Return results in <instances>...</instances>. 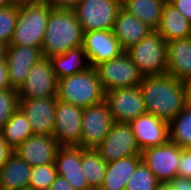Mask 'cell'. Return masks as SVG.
Instances as JSON below:
<instances>
[{"label":"cell","mask_w":191,"mask_h":190,"mask_svg":"<svg viewBox=\"0 0 191 190\" xmlns=\"http://www.w3.org/2000/svg\"><path fill=\"white\" fill-rule=\"evenodd\" d=\"M139 87L147 113L167 122L185 107L183 84L169 74L143 76Z\"/></svg>","instance_id":"1"},{"label":"cell","mask_w":191,"mask_h":190,"mask_svg":"<svg viewBox=\"0 0 191 190\" xmlns=\"http://www.w3.org/2000/svg\"><path fill=\"white\" fill-rule=\"evenodd\" d=\"M83 30L73 9L54 8L49 15L41 52L50 58L79 47Z\"/></svg>","instance_id":"2"},{"label":"cell","mask_w":191,"mask_h":190,"mask_svg":"<svg viewBox=\"0 0 191 190\" xmlns=\"http://www.w3.org/2000/svg\"><path fill=\"white\" fill-rule=\"evenodd\" d=\"M54 7L46 0L18 4V17L10 45L42 48L50 12Z\"/></svg>","instance_id":"3"},{"label":"cell","mask_w":191,"mask_h":190,"mask_svg":"<svg viewBox=\"0 0 191 190\" xmlns=\"http://www.w3.org/2000/svg\"><path fill=\"white\" fill-rule=\"evenodd\" d=\"M57 99L86 108L105 100V91L94 67L58 80Z\"/></svg>","instance_id":"4"},{"label":"cell","mask_w":191,"mask_h":190,"mask_svg":"<svg viewBox=\"0 0 191 190\" xmlns=\"http://www.w3.org/2000/svg\"><path fill=\"white\" fill-rule=\"evenodd\" d=\"M125 52L143 76L167 74V42L156 30Z\"/></svg>","instance_id":"5"},{"label":"cell","mask_w":191,"mask_h":190,"mask_svg":"<svg viewBox=\"0 0 191 190\" xmlns=\"http://www.w3.org/2000/svg\"><path fill=\"white\" fill-rule=\"evenodd\" d=\"M122 0H81L72 9L84 33L112 30Z\"/></svg>","instance_id":"6"},{"label":"cell","mask_w":191,"mask_h":190,"mask_svg":"<svg viewBox=\"0 0 191 190\" xmlns=\"http://www.w3.org/2000/svg\"><path fill=\"white\" fill-rule=\"evenodd\" d=\"M94 68L105 92L139 86L143 78L125 51L118 57L102 62Z\"/></svg>","instance_id":"7"},{"label":"cell","mask_w":191,"mask_h":190,"mask_svg":"<svg viewBox=\"0 0 191 190\" xmlns=\"http://www.w3.org/2000/svg\"><path fill=\"white\" fill-rule=\"evenodd\" d=\"M113 123L114 119L105 100L83 108L81 147L95 149L107 136Z\"/></svg>","instance_id":"8"},{"label":"cell","mask_w":191,"mask_h":190,"mask_svg":"<svg viewBox=\"0 0 191 190\" xmlns=\"http://www.w3.org/2000/svg\"><path fill=\"white\" fill-rule=\"evenodd\" d=\"M58 79L49 58L43 57L30 69L24 83L17 90L19 99L57 96Z\"/></svg>","instance_id":"9"},{"label":"cell","mask_w":191,"mask_h":190,"mask_svg":"<svg viewBox=\"0 0 191 190\" xmlns=\"http://www.w3.org/2000/svg\"><path fill=\"white\" fill-rule=\"evenodd\" d=\"M95 150L107 163L129 156H141L129 123L114 122Z\"/></svg>","instance_id":"10"},{"label":"cell","mask_w":191,"mask_h":190,"mask_svg":"<svg viewBox=\"0 0 191 190\" xmlns=\"http://www.w3.org/2000/svg\"><path fill=\"white\" fill-rule=\"evenodd\" d=\"M83 108L57 100L53 137L59 146H81Z\"/></svg>","instance_id":"11"},{"label":"cell","mask_w":191,"mask_h":190,"mask_svg":"<svg viewBox=\"0 0 191 190\" xmlns=\"http://www.w3.org/2000/svg\"><path fill=\"white\" fill-rule=\"evenodd\" d=\"M114 122L130 123L147 112L139 86L119 88L105 92Z\"/></svg>","instance_id":"12"},{"label":"cell","mask_w":191,"mask_h":190,"mask_svg":"<svg viewBox=\"0 0 191 190\" xmlns=\"http://www.w3.org/2000/svg\"><path fill=\"white\" fill-rule=\"evenodd\" d=\"M183 149L168 141L167 143L148 147L141 151V158L145 165L157 177L160 183H168L177 177L178 160Z\"/></svg>","instance_id":"13"},{"label":"cell","mask_w":191,"mask_h":190,"mask_svg":"<svg viewBox=\"0 0 191 190\" xmlns=\"http://www.w3.org/2000/svg\"><path fill=\"white\" fill-rule=\"evenodd\" d=\"M57 96L19 99V108L31 123L33 134L53 135Z\"/></svg>","instance_id":"14"},{"label":"cell","mask_w":191,"mask_h":190,"mask_svg":"<svg viewBox=\"0 0 191 190\" xmlns=\"http://www.w3.org/2000/svg\"><path fill=\"white\" fill-rule=\"evenodd\" d=\"M82 46L91 67L114 59L124 52L112 30L83 33Z\"/></svg>","instance_id":"15"},{"label":"cell","mask_w":191,"mask_h":190,"mask_svg":"<svg viewBox=\"0 0 191 190\" xmlns=\"http://www.w3.org/2000/svg\"><path fill=\"white\" fill-rule=\"evenodd\" d=\"M129 125L140 151L169 141V122L153 114L146 112L133 119Z\"/></svg>","instance_id":"16"},{"label":"cell","mask_w":191,"mask_h":190,"mask_svg":"<svg viewBox=\"0 0 191 190\" xmlns=\"http://www.w3.org/2000/svg\"><path fill=\"white\" fill-rule=\"evenodd\" d=\"M43 58L41 48L33 46L8 45L5 60L8 76L13 89L18 90L24 83L32 66Z\"/></svg>","instance_id":"17"},{"label":"cell","mask_w":191,"mask_h":190,"mask_svg":"<svg viewBox=\"0 0 191 190\" xmlns=\"http://www.w3.org/2000/svg\"><path fill=\"white\" fill-rule=\"evenodd\" d=\"M59 144L53 135L33 134L14 152L31 167L54 163Z\"/></svg>","instance_id":"18"},{"label":"cell","mask_w":191,"mask_h":190,"mask_svg":"<svg viewBox=\"0 0 191 190\" xmlns=\"http://www.w3.org/2000/svg\"><path fill=\"white\" fill-rule=\"evenodd\" d=\"M54 164L74 190H91L81 167V146H60Z\"/></svg>","instance_id":"19"},{"label":"cell","mask_w":191,"mask_h":190,"mask_svg":"<svg viewBox=\"0 0 191 190\" xmlns=\"http://www.w3.org/2000/svg\"><path fill=\"white\" fill-rule=\"evenodd\" d=\"M153 29L136 16L121 8L117 13L112 32L115 34L123 51L144 39Z\"/></svg>","instance_id":"20"},{"label":"cell","mask_w":191,"mask_h":190,"mask_svg":"<svg viewBox=\"0 0 191 190\" xmlns=\"http://www.w3.org/2000/svg\"><path fill=\"white\" fill-rule=\"evenodd\" d=\"M167 74L178 81L191 78V36L167 42Z\"/></svg>","instance_id":"21"},{"label":"cell","mask_w":191,"mask_h":190,"mask_svg":"<svg viewBox=\"0 0 191 190\" xmlns=\"http://www.w3.org/2000/svg\"><path fill=\"white\" fill-rule=\"evenodd\" d=\"M156 31L166 42L187 38L191 36V22L172 4L166 2Z\"/></svg>","instance_id":"22"},{"label":"cell","mask_w":191,"mask_h":190,"mask_svg":"<svg viewBox=\"0 0 191 190\" xmlns=\"http://www.w3.org/2000/svg\"><path fill=\"white\" fill-rule=\"evenodd\" d=\"M141 161V156H129L107 163L99 190H125L131 175Z\"/></svg>","instance_id":"23"},{"label":"cell","mask_w":191,"mask_h":190,"mask_svg":"<svg viewBox=\"0 0 191 190\" xmlns=\"http://www.w3.org/2000/svg\"><path fill=\"white\" fill-rule=\"evenodd\" d=\"M32 167L15 152L0 168V190L29 188Z\"/></svg>","instance_id":"24"},{"label":"cell","mask_w":191,"mask_h":190,"mask_svg":"<svg viewBox=\"0 0 191 190\" xmlns=\"http://www.w3.org/2000/svg\"><path fill=\"white\" fill-rule=\"evenodd\" d=\"M49 60L51 61L53 72L58 80L87 71L91 68L82 45L72 48L66 53L52 56Z\"/></svg>","instance_id":"25"},{"label":"cell","mask_w":191,"mask_h":190,"mask_svg":"<svg viewBox=\"0 0 191 190\" xmlns=\"http://www.w3.org/2000/svg\"><path fill=\"white\" fill-rule=\"evenodd\" d=\"M165 3L166 0H122V8L156 30Z\"/></svg>","instance_id":"26"},{"label":"cell","mask_w":191,"mask_h":190,"mask_svg":"<svg viewBox=\"0 0 191 190\" xmlns=\"http://www.w3.org/2000/svg\"><path fill=\"white\" fill-rule=\"evenodd\" d=\"M1 134L14 150L33 135L31 123L19 107L4 124Z\"/></svg>","instance_id":"27"},{"label":"cell","mask_w":191,"mask_h":190,"mask_svg":"<svg viewBox=\"0 0 191 190\" xmlns=\"http://www.w3.org/2000/svg\"><path fill=\"white\" fill-rule=\"evenodd\" d=\"M81 167L90 189L99 190L106 173L107 162L95 149L81 147Z\"/></svg>","instance_id":"28"},{"label":"cell","mask_w":191,"mask_h":190,"mask_svg":"<svg viewBox=\"0 0 191 190\" xmlns=\"http://www.w3.org/2000/svg\"><path fill=\"white\" fill-rule=\"evenodd\" d=\"M169 141L182 149L191 148V109L184 107L169 122Z\"/></svg>","instance_id":"29"},{"label":"cell","mask_w":191,"mask_h":190,"mask_svg":"<svg viewBox=\"0 0 191 190\" xmlns=\"http://www.w3.org/2000/svg\"><path fill=\"white\" fill-rule=\"evenodd\" d=\"M159 184L157 177L141 161L131 175L125 190H155Z\"/></svg>","instance_id":"30"},{"label":"cell","mask_w":191,"mask_h":190,"mask_svg":"<svg viewBox=\"0 0 191 190\" xmlns=\"http://www.w3.org/2000/svg\"><path fill=\"white\" fill-rule=\"evenodd\" d=\"M58 173L54 163L32 167L29 188L31 190H49Z\"/></svg>","instance_id":"31"},{"label":"cell","mask_w":191,"mask_h":190,"mask_svg":"<svg viewBox=\"0 0 191 190\" xmlns=\"http://www.w3.org/2000/svg\"><path fill=\"white\" fill-rule=\"evenodd\" d=\"M18 17V4L0 8V43L10 45Z\"/></svg>","instance_id":"32"},{"label":"cell","mask_w":191,"mask_h":190,"mask_svg":"<svg viewBox=\"0 0 191 190\" xmlns=\"http://www.w3.org/2000/svg\"><path fill=\"white\" fill-rule=\"evenodd\" d=\"M18 107L19 97L16 89L0 90V132Z\"/></svg>","instance_id":"33"},{"label":"cell","mask_w":191,"mask_h":190,"mask_svg":"<svg viewBox=\"0 0 191 190\" xmlns=\"http://www.w3.org/2000/svg\"><path fill=\"white\" fill-rule=\"evenodd\" d=\"M177 163V176L191 178V148L183 149Z\"/></svg>","instance_id":"34"},{"label":"cell","mask_w":191,"mask_h":190,"mask_svg":"<svg viewBox=\"0 0 191 190\" xmlns=\"http://www.w3.org/2000/svg\"><path fill=\"white\" fill-rule=\"evenodd\" d=\"M14 154V149L6 142L0 132V168L9 160Z\"/></svg>","instance_id":"35"},{"label":"cell","mask_w":191,"mask_h":190,"mask_svg":"<svg viewBox=\"0 0 191 190\" xmlns=\"http://www.w3.org/2000/svg\"><path fill=\"white\" fill-rule=\"evenodd\" d=\"M171 190H191V178L177 176L167 183Z\"/></svg>","instance_id":"36"},{"label":"cell","mask_w":191,"mask_h":190,"mask_svg":"<svg viewBox=\"0 0 191 190\" xmlns=\"http://www.w3.org/2000/svg\"><path fill=\"white\" fill-rule=\"evenodd\" d=\"M169 3L191 22V0H171Z\"/></svg>","instance_id":"37"},{"label":"cell","mask_w":191,"mask_h":190,"mask_svg":"<svg viewBox=\"0 0 191 190\" xmlns=\"http://www.w3.org/2000/svg\"><path fill=\"white\" fill-rule=\"evenodd\" d=\"M13 89L9 81L6 60L0 61V90Z\"/></svg>","instance_id":"38"},{"label":"cell","mask_w":191,"mask_h":190,"mask_svg":"<svg viewBox=\"0 0 191 190\" xmlns=\"http://www.w3.org/2000/svg\"><path fill=\"white\" fill-rule=\"evenodd\" d=\"M49 190H74L64 177L57 175L55 181L50 185Z\"/></svg>","instance_id":"39"},{"label":"cell","mask_w":191,"mask_h":190,"mask_svg":"<svg viewBox=\"0 0 191 190\" xmlns=\"http://www.w3.org/2000/svg\"><path fill=\"white\" fill-rule=\"evenodd\" d=\"M54 8L72 9L81 0H46Z\"/></svg>","instance_id":"40"},{"label":"cell","mask_w":191,"mask_h":190,"mask_svg":"<svg viewBox=\"0 0 191 190\" xmlns=\"http://www.w3.org/2000/svg\"><path fill=\"white\" fill-rule=\"evenodd\" d=\"M184 91V105L191 109V78L182 81Z\"/></svg>","instance_id":"41"},{"label":"cell","mask_w":191,"mask_h":190,"mask_svg":"<svg viewBox=\"0 0 191 190\" xmlns=\"http://www.w3.org/2000/svg\"><path fill=\"white\" fill-rule=\"evenodd\" d=\"M7 46L0 43V61L5 60Z\"/></svg>","instance_id":"42"},{"label":"cell","mask_w":191,"mask_h":190,"mask_svg":"<svg viewBox=\"0 0 191 190\" xmlns=\"http://www.w3.org/2000/svg\"><path fill=\"white\" fill-rule=\"evenodd\" d=\"M15 4L12 0H0V8Z\"/></svg>","instance_id":"43"},{"label":"cell","mask_w":191,"mask_h":190,"mask_svg":"<svg viewBox=\"0 0 191 190\" xmlns=\"http://www.w3.org/2000/svg\"><path fill=\"white\" fill-rule=\"evenodd\" d=\"M155 190H171V188L167 183H160Z\"/></svg>","instance_id":"44"},{"label":"cell","mask_w":191,"mask_h":190,"mask_svg":"<svg viewBox=\"0 0 191 190\" xmlns=\"http://www.w3.org/2000/svg\"><path fill=\"white\" fill-rule=\"evenodd\" d=\"M14 3L20 4V3H26V2H32L35 0H12Z\"/></svg>","instance_id":"45"},{"label":"cell","mask_w":191,"mask_h":190,"mask_svg":"<svg viewBox=\"0 0 191 190\" xmlns=\"http://www.w3.org/2000/svg\"><path fill=\"white\" fill-rule=\"evenodd\" d=\"M19 190H31L30 188H24V189H19Z\"/></svg>","instance_id":"46"}]
</instances>
